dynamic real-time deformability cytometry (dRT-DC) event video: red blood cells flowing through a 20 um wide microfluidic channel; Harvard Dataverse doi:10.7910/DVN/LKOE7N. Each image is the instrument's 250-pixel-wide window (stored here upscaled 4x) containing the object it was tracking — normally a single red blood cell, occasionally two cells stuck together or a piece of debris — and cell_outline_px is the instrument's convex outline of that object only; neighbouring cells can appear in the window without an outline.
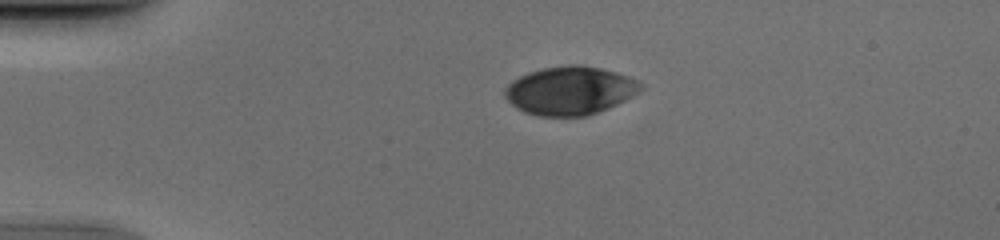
{"species": "human", "species_latin": "Homo sapiens", "temperature_condition": "cold", "stored_images_in_passage": 41, "camera_frame_rate_fps": 3000, "um_per_image_px": 0.085, "donor": {"sex": "male"}, "frame": {"image": 1, "passage_image": 1, "time_ms": 0.0, "image_size_px": [1000, 240], "cell_outline_px": [[644, 88], [640, 92], [608, 108], [584, 116], [540, 116], [524, 112], [516, 108], [504, 96], [504, 88], [512, 80], [528, 72], [544, 68], [568, 64], [580, 64], [600, 68], [616, 72], [640, 80], [644, 84]], "centroid_in_image_um": [48.46, 7.69], "position_along_channel_um": 36.5, "area_um2": 38.49}}
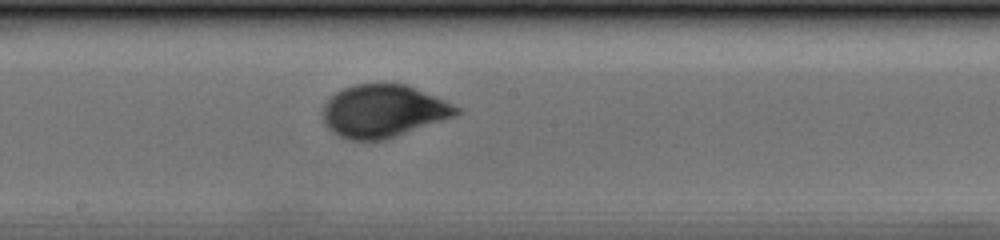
{"frame": {"image": 2, "passage_image": 18, "time_ms": 5.667, "image_size_px": [1000, 240], "cell_outline_px": [[460, 112], [456, 116], [384, 140], [352, 140], [340, 136], [332, 132], [324, 124], [324, 104], [336, 92], [352, 84], [408, 84], [444, 100], [460, 108]], "centroid_in_image_um": [32.59, 9.44], "position_along_channel_um": 215.6, "area_um2": 40.75}}
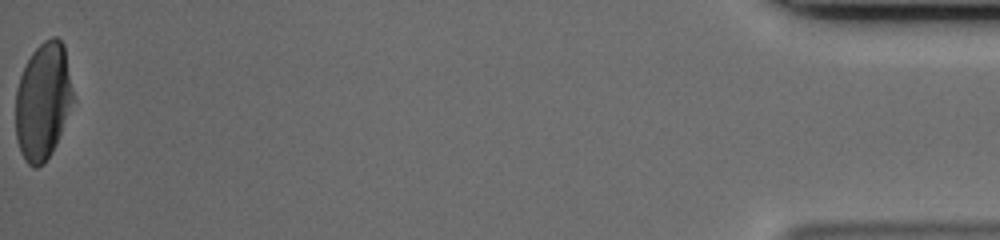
{"frame": {"image": 3, "passage_image": 41, "time_ms": 13.333, "image_size_px": [1000, 240], "cell_outline_px": [[76, 100], [56, 144], [52, 152], [44, 164], [36, 168], [32, 168], [24, 160], [20, 152], [16, 140], [16, 88], [20, 76], [32, 52], [44, 40], [52, 36], [56, 36], [64, 44]], "centroid_in_image_um": [3.68, 8.62], "position_along_channel_um": 431.5, "area_um2": 40.0}}